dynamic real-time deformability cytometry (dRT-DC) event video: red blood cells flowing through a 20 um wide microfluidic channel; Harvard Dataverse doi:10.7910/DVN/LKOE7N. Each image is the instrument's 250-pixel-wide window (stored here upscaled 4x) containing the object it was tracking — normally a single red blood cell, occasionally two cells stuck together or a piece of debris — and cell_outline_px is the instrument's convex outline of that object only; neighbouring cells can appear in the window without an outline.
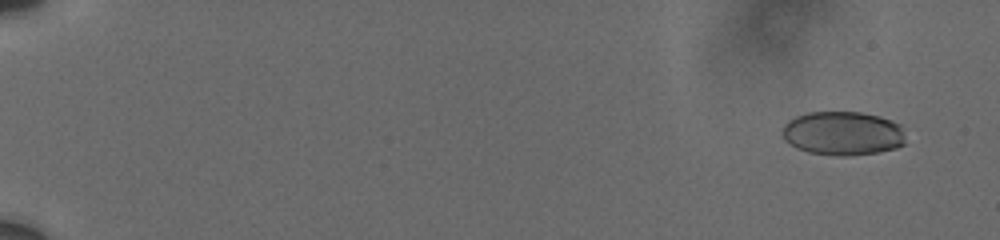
{"species": "human", "species_latin": "Homo sapiens", "temperature_condition": "cold", "stored_images_in_passage": 11, "camera_frame_rate_fps": 3000, "um_per_image_px": 0.085, "donor": {"sex": "male"}, "frame": {"image": 1, "passage_image": 2, "time_ms": 1.0, "image_size_px": [1000, 240], "cell_outline_px": [[904, 144], [896, 148], [876, 152], [848, 156], [840, 156], [808, 152], [796, 148], [784, 140], [780, 132], [784, 124], [788, 120], [796, 116], [808, 112], [860, 112], [880, 116], [892, 120], [900, 124], [904, 140]], "centroid_in_image_um": [71.59, 11.33], "position_along_channel_um": 13.4, "area_um2": 31.73}}
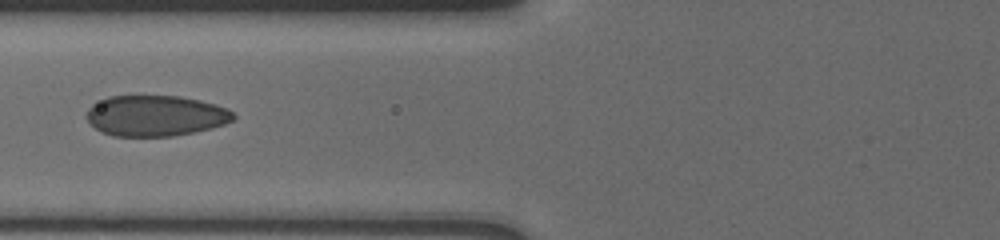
{"frame": {"image": 2, "passage_image": 10, "time_ms": 8.667, "image_size_px": [1000, 240], "cell_outline_px": [[236, 116], [232, 120], [224, 124], [212, 128], [172, 136], [112, 136], [100, 132], [88, 120], [88, 108], [92, 104], [108, 96], [180, 96], [200, 100], [216, 104], [228, 108]], "centroid_in_image_um": [13.23, 9.83], "position_along_channel_um": 112.6, "area_um2": 34.85}}